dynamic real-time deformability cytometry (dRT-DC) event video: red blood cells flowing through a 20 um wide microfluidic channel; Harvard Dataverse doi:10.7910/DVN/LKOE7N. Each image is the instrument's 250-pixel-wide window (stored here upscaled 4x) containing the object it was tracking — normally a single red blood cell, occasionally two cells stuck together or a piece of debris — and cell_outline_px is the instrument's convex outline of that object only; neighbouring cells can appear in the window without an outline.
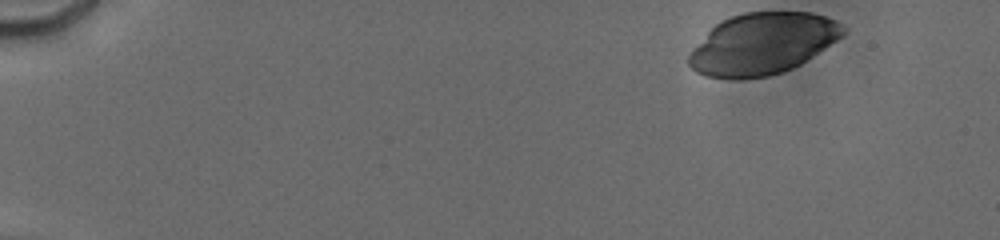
{"species": "human", "species_latin": "Homo sapiens", "temperature_condition": "cold", "stored_images_in_passage": 23, "camera_frame_rate_fps": 3000, "um_per_image_px": 0.085, "donor": {"sex": "male"}, "frame": {"image": 1, "passage_image": 1, "time_ms": 0.0, "image_size_px": [1000, 240], "cell_outline_px": [[844, 32], [836, 40], [800, 64], [792, 68], [768, 76], [740, 80], [736, 80], [708, 76], [696, 72], [688, 64], [688, 52], [716, 24], [732, 16], [744, 12], [812, 12], [836, 20], [844, 28]], "centroid_in_image_um": [64.76, 3.73], "position_along_channel_um": 20.2, "area_um2": 54.85}}